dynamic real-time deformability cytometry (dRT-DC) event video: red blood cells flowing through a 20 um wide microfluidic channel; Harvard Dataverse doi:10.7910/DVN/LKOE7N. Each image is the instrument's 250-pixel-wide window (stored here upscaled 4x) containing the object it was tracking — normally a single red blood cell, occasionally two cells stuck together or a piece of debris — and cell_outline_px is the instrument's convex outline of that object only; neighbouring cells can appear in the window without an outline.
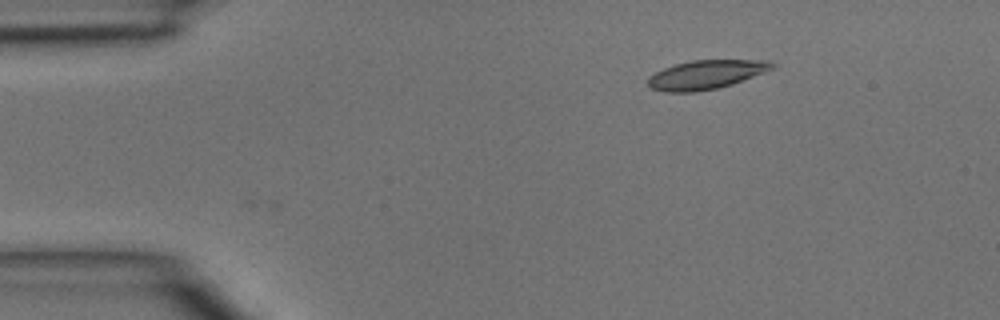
{"species": "common noctule bat (a hibernating species)", "species_latin": "Nyctalus noctula", "temperature_condition": "room temperature", "stored_images_in_passage": 2, "camera_frame_rate_fps": 3000, "um_per_image_px": 0.085, "animal": {"sex": "male", "body_mass_g": 15.6}, "frame": {"image": 1, "passage_image": 1, "time_ms": 0.0, "image_size_px": [1000, 320], "cell_outline_px": [[776, 68], [732, 84], [716, 88], [696, 92], [664, 92], [648, 88], [648, 76], [664, 68], [676, 64], [692, 60], [772, 60], [776, 64]], "centroid_in_image_um": [60.03, 6.34], "position_along_channel_um": 25.0, "area_um2": 21.1}}
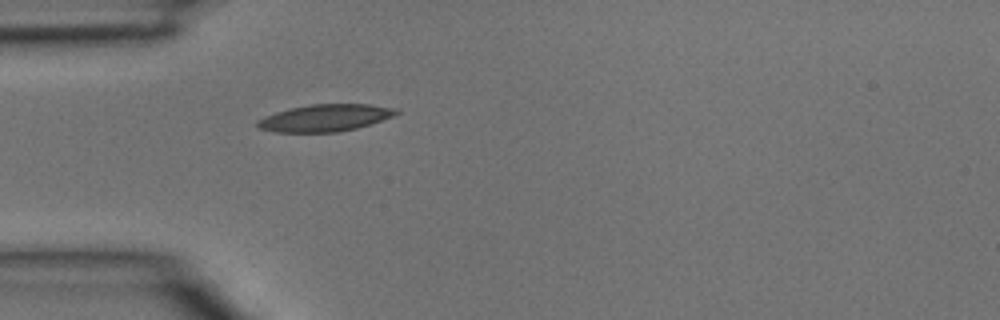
{"frame": {"image": 2, "passage_image": 2, "time_ms": 0.333, "image_size_px": [1000, 320], "cell_outline_px": [[400, 112], [392, 116], [356, 128], [340, 132], [276, 132], [260, 128], [256, 124], [256, 120], [264, 116], [276, 112], [292, 108], [312, 104], [368, 104], [396, 108]], "centroid_in_image_um": [27.61, 10.02], "position_along_channel_um": 57.4, "area_um2": 21.62}}